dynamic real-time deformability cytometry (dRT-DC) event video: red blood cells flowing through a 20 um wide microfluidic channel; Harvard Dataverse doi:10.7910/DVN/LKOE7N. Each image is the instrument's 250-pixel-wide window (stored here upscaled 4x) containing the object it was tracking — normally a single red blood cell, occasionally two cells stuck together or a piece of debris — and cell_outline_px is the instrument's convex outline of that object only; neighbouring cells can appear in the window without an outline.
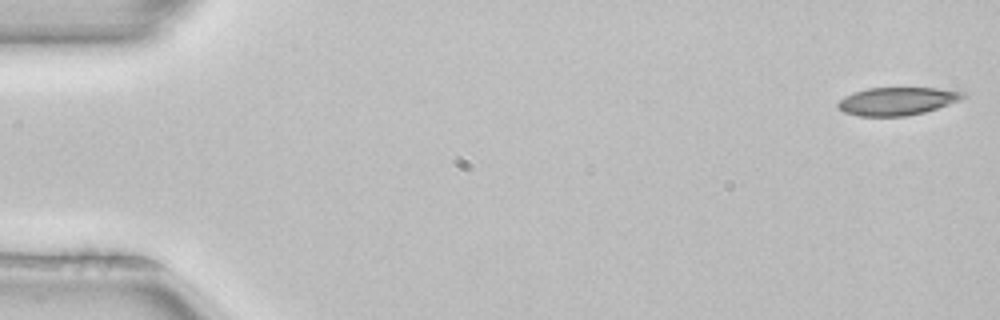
{"species": "common noctule bat (a hibernating species)", "species_latin": "Nyctalus noctula", "temperature_condition": "room temperature", "stored_images_in_passage": 10, "camera_frame_rate_fps": 3000, "um_per_image_px": 0.085, "animal": {"sex": "female", "body_mass_g": 22.7, "forearm_length_mm": 54.2}, "frame": {"image": 1, "passage_image": 1, "time_ms": 0.0, "image_size_px": [1000, 320], "cell_outline_px": [[968, 96], [960, 100], [924, 112], [904, 116], [860, 116], [844, 112], [836, 104], [844, 96], [852, 92], [868, 88], [936, 88], [964, 92]], "centroid_in_image_um": [76.24, 8.59], "position_along_channel_um": 8.8, "area_um2": 20.23}}